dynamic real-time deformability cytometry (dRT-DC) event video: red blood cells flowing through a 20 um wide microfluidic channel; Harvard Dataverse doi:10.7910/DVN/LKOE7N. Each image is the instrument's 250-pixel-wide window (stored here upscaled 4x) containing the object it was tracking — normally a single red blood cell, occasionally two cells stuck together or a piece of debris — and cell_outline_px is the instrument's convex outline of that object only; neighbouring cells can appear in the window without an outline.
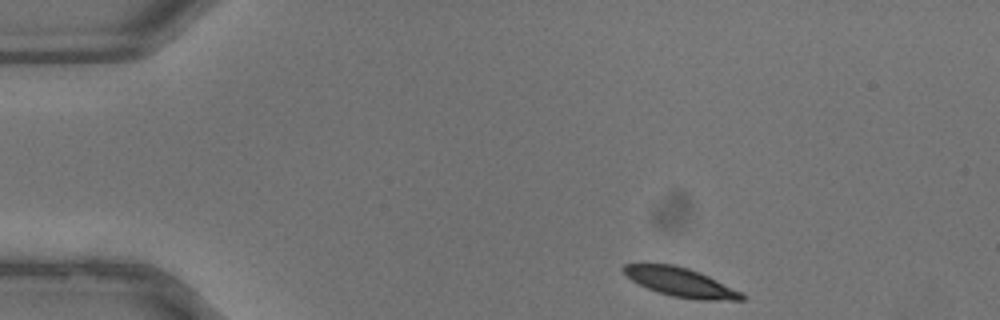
{"species": "common noctule bat (a hibernating species)", "species_latin": "Nyctalus noctula", "temperature_condition": "warm", "stored_images_in_passage": 33, "camera_frame_rate_fps": 3000, "um_per_image_px": 0.085, "animal": {"sex": "male", "body_mass_g": 13.3}, "frame": {"image": 1, "passage_image": 1, "time_ms": 0.0, "image_size_px": [1000, 320], "cell_outline_px": [[744, 300], [700, 300], [672, 296], [656, 292], [632, 280], [620, 268], [624, 264], [672, 264], [688, 268], [708, 276], [740, 292], [744, 296]], "centroid_in_image_um": [57.81, 23.99], "position_along_channel_um": 27.2, "area_um2": 19.54}}
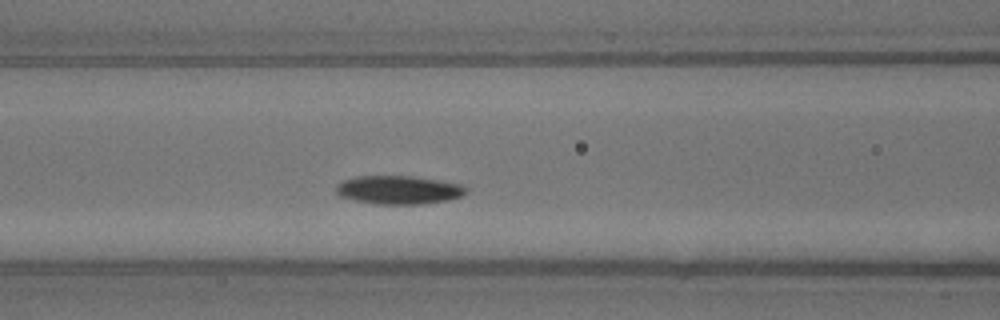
{"frame": {"image": 2, "passage_image": 11, "time_ms": 3.333, "image_size_px": [1000, 320], "cell_outline_px": [[468, 192], [460, 196], [448, 200], [424, 204], [376, 204], [356, 200], [340, 196], [336, 192], [336, 184], [344, 180], [356, 176], [412, 176], [464, 184], [468, 188]], "centroid_in_image_um": [33.92, 16.14], "position_along_channel_um": 132.7, "area_um2": 21.68}}
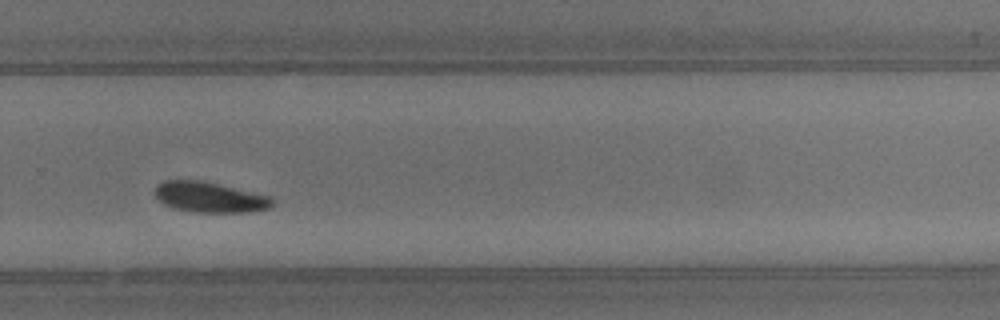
{"frame": {"image": 3, "passage_image": 21, "time_ms": 6.667, "image_size_px": [1000, 320], "cell_outline_px": [[272, 204], [268, 208], [248, 212], [196, 212], [172, 208], [164, 204], [156, 196], [156, 184], [164, 180], [200, 180], [268, 196], [272, 200]], "centroid_in_image_um": [17.76, 16.76], "position_along_channel_um": 312.0, "area_um2": 20.4}}